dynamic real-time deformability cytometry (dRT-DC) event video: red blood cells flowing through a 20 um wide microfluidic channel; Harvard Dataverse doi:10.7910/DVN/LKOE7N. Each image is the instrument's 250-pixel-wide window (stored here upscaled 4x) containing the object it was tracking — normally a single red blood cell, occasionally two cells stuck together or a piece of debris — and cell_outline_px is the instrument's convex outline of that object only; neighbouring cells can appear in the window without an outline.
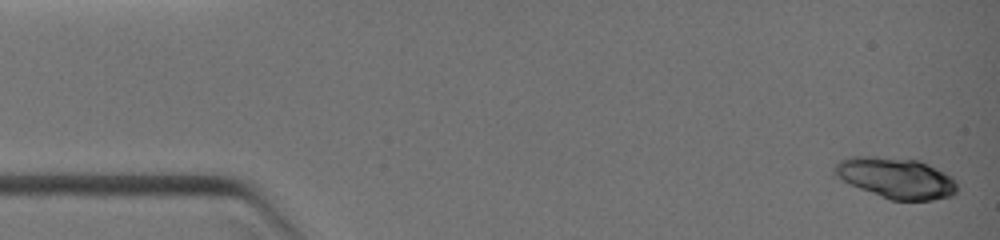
{"species": "common noctule bat (a hibernating species)", "species_latin": "Nyctalus noctula", "temperature_condition": "warm", "stored_images_in_passage": 4, "camera_frame_rate_fps": 3000, "um_per_image_px": 0.085, "animal": {"sex": "female", "body_mass_g": 19.0, "forearm_length_mm": 51.5}, "frame": {"image": 1, "passage_image": 1, "time_ms": 0.0, "image_size_px": [1000, 240], "cell_outline_px": [[956, 192], [952, 196], [932, 200], [892, 200], [880, 196], [860, 188], [832, 176], [832, 168], [840, 160], [848, 156], [876, 156], [920, 160], [952, 176], [956, 180]], "centroid_in_image_um": [76.13, 15.11], "position_along_channel_um": 8.9, "area_um2": 29.36}}
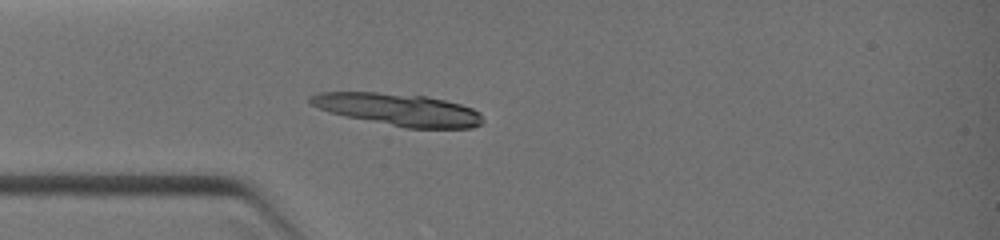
{"frame": {"image": 2, "passage_image": 4, "time_ms": 3.0, "image_size_px": [1000, 240], "cell_outline_px": [[484, 120], [480, 124], [472, 128], [404, 128], [344, 116], [308, 104], [308, 96], [320, 92], [376, 92], [424, 96], [444, 100], [460, 104], [472, 108], [480, 112]], "centroid_in_image_um": [33.86, 9.32], "position_along_channel_um": 51.1, "area_um2": 32.37}}